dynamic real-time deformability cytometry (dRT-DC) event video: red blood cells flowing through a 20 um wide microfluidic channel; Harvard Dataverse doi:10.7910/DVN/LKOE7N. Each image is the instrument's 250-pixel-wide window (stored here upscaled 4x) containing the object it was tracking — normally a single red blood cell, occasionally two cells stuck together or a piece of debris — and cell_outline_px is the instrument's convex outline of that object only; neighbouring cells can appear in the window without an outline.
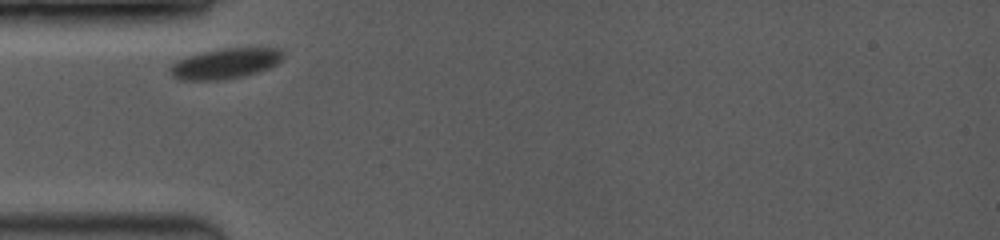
{"species": "common noctule bat (a hibernating species)", "species_latin": "Nyctalus noctula", "temperature_condition": "room temperature", "stored_images_in_passage": 2, "camera_frame_rate_fps": 3500, "um_per_image_px": 0.085, "animal": {"sex": "female", "body_mass_g": 19.0, "forearm_length_mm": 53.3}, "frame": {"image": 1, "passage_image": 1, "time_ms": 0.0, "image_size_px": [1000, 240], "cell_outline_px": [[284, 56], [276, 64], [268, 68], [256, 72], [224, 80], [180, 80], [172, 76], [168, 68], [176, 60], [188, 56], [204, 52], [224, 48], [280, 48], [284, 52]], "centroid_in_image_um": [19.13, 5.4], "position_along_channel_um": 65.9, "area_um2": 19.88}}